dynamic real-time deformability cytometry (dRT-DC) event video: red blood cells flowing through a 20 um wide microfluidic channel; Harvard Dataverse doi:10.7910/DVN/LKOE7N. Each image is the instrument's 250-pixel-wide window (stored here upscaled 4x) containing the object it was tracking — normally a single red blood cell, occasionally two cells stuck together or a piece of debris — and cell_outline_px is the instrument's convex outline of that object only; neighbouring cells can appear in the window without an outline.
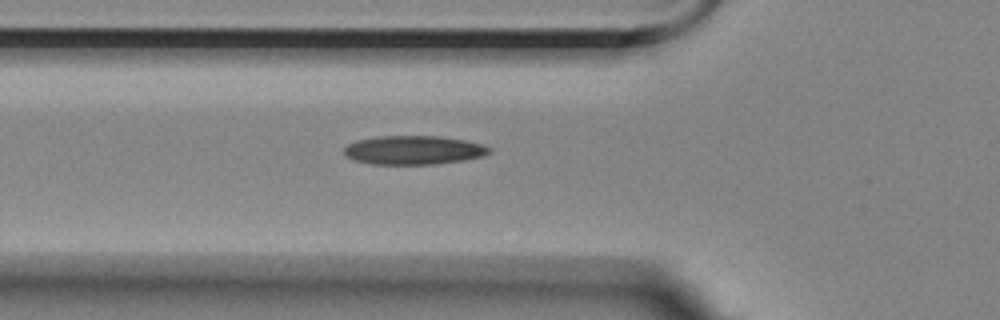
{"species": "Egyptian fruit bat (a non-hibernating species)", "species_latin": "Rousettus aegyptiacus", "temperature_condition": "room temperature", "stored_images_in_passage": 5, "camera_frame_rate_fps": 3000, "um_per_image_px": 0.085, "animal": {"sex": "female"}, "frame": {"image": 1, "passage_image": 5, "time_ms": 5.333, "image_size_px": [1000, 320], "cell_outline_px": [[492, 152], [484, 156], [464, 160], [436, 164], [372, 164], [352, 160], [344, 156], [344, 148], [348, 144], [356, 140], [380, 136], [440, 136], [464, 140], [480, 144], [492, 148]], "centroid_in_image_um": [35.14, 12.76], "position_along_channel_um": 90.7, "area_um2": 24.57}}